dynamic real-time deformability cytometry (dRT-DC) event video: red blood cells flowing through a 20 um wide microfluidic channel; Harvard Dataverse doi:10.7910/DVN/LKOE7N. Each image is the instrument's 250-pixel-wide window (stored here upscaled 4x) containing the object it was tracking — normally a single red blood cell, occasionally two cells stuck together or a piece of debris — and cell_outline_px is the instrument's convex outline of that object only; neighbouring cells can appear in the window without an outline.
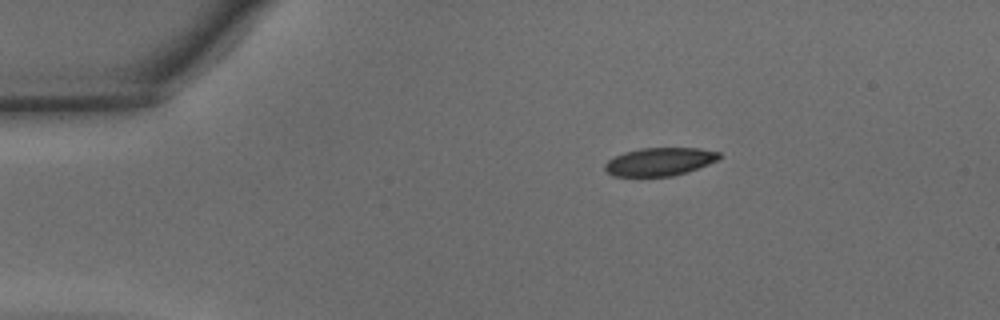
{"species": "common noctule bat (a hibernating species)", "species_latin": "Nyctalus noctula", "temperature_condition": "warm", "stored_images_in_passage": 39, "camera_frame_rate_fps": 3000, "um_per_image_px": 0.085, "animal": {"sex": "male", "body_mass_g": 15.6}, "frame": {"image": 1, "passage_image": 1, "time_ms": 0.0, "image_size_px": [1000, 320], "cell_outline_px": [[720, 156], [716, 160], [708, 164], [688, 172], [672, 176], [612, 176], [604, 168], [604, 164], [608, 160], [624, 152], [640, 148], [700, 148], [720, 152]], "centroid_in_image_um": [56.06, 13.74], "position_along_channel_um": 28.9, "area_um2": 18.67}}
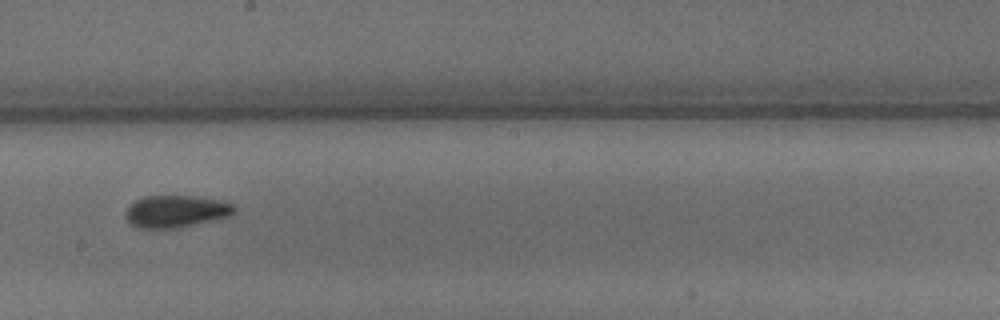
{"frame": {"image": 2, "passage_image": 19, "time_ms": 6.0, "image_size_px": [1000, 320], "cell_outline_px": [[236, 212], [228, 216], [180, 228], [136, 228], [128, 224], [124, 216], [124, 212], [136, 200], [144, 196], [192, 196], [220, 200], [232, 204], [236, 208]], "centroid_in_image_um": [14.91, 17.98], "position_along_channel_um": 233.3, "area_um2": 20.46}}
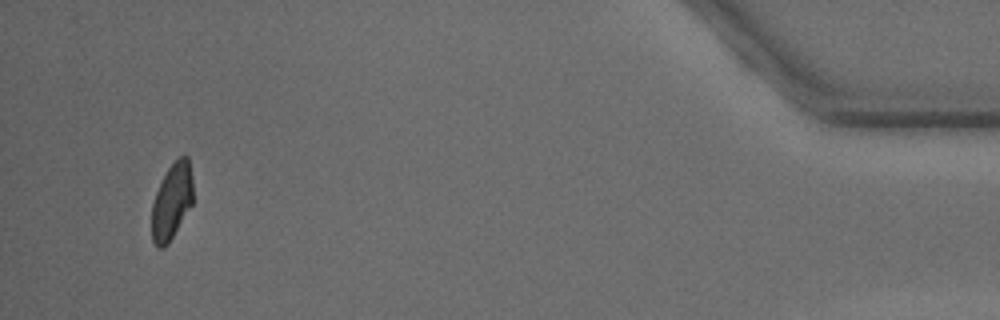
{"frame": {"image": 3, "passage_image": 37, "time_ms": 12.0, "image_size_px": [1000, 320], "cell_outline_px": [[192, 204], [168, 244], [164, 248], [156, 248], [152, 240], [152, 204], [160, 180], [168, 168], [180, 156], [188, 156], [192, 180]], "centroid_in_image_um": [14.58, 17.14], "position_along_channel_um": 420.6, "area_um2": 18.26}, "authors_computed_cell_mechanics": {"area_um2": 19.941, "velocity_mm_per_s": 4.3642, "shape_relaxation_time_tau1_ms": 2.811, "shape_relaxation_time_tau2_ms": 1.1248, "deformation_change_tau1": 0.1205, "deformation_change_tau2": 0.0535}}